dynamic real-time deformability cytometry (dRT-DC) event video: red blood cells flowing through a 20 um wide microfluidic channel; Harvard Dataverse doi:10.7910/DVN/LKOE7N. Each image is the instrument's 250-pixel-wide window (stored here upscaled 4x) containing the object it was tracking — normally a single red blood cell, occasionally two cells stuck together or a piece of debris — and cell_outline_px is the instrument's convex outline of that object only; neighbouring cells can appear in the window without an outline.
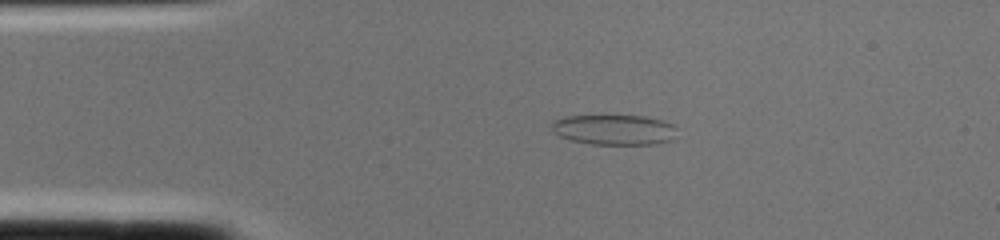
{"species": "common noctule bat (a hibernating species)", "species_latin": "Nyctalus noctula", "temperature_condition": "cold", "stored_images_in_passage": 1, "camera_frame_rate_fps": 3000, "um_per_image_px": 0.085, "animal": {"sex": "female", "body_mass_g": 22.0, "forearm_length_mm": 56.7}, "frame": {"image": 1, "passage_image": 1, "time_ms": 0.0, "image_size_px": [1000, 240], "cell_outline_px": [[676, 128], [672, 140], [656, 144], [592, 144], [572, 140], [560, 136], [552, 132], [552, 120], [564, 116], [644, 116], [664, 120], [672, 124]], "centroid_in_image_um": [52.19, 11.02], "position_along_channel_um": 32.8, "area_um2": 22.08}}